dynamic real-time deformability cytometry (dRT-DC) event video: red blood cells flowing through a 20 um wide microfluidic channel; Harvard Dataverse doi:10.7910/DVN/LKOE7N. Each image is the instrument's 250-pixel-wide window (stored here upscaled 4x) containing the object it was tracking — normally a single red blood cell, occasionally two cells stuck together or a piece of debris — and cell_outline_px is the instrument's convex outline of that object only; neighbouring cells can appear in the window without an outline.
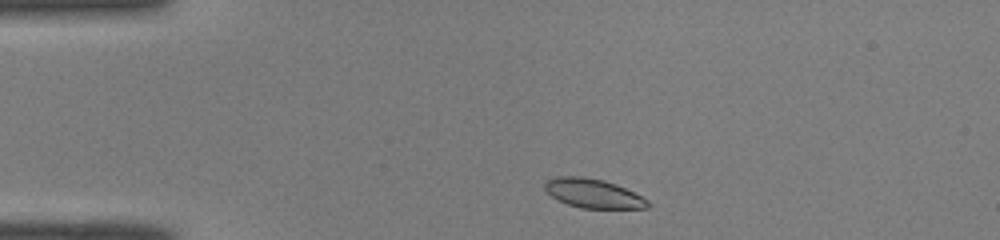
{"species": "common noctule bat (a hibernating species)", "species_latin": "Nyctalus noctula", "temperature_condition": "room temperature", "stored_images_in_passage": 41, "camera_frame_rate_fps": 3000, "um_per_image_px": 0.085, "animal": {"sex": "male", "body_mass_g": 19.0, "forearm_length_mm": 50.8}, "frame": {"image": 1, "passage_image": 2, "time_ms": 0.333, "image_size_px": [1000, 240], "cell_outline_px": [[652, 204], [648, 208], [580, 208], [568, 204], [552, 196], [544, 188], [544, 184], [548, 180], [556, 176], [580, 176], [604, 180], [616, 184], [648, 200]], "centroid_in_image_um": [50.43, 16.44], "position_along_channel_um": 34.6, "area_um2": 17.28}}
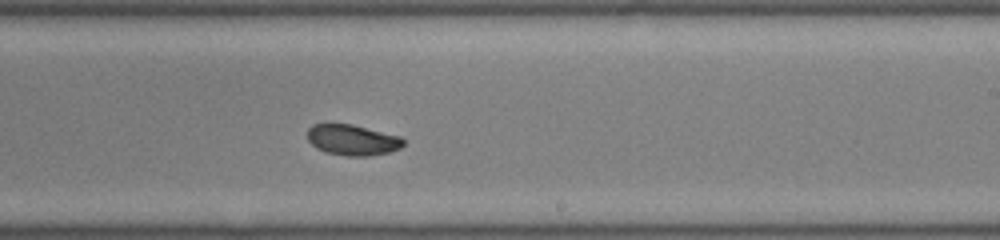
{"frame": {"image": 2, "passage_image": 22, "time_ms": 7.0, "image_size_px": [1000, 240], "cell_outline_px": [[404, 144], [400, 148], [388, 152], [368, 156], [348, 156], [324, 152], [316, 148], [308, 140], [308, 128], [312, 124], [328, 120], [352, 124], [400, 136], [404, 140]], "centroid_in_image_um": [29.89, 11.85], "position_along_channel_um": 259.1, "area_um2": 17.74}}
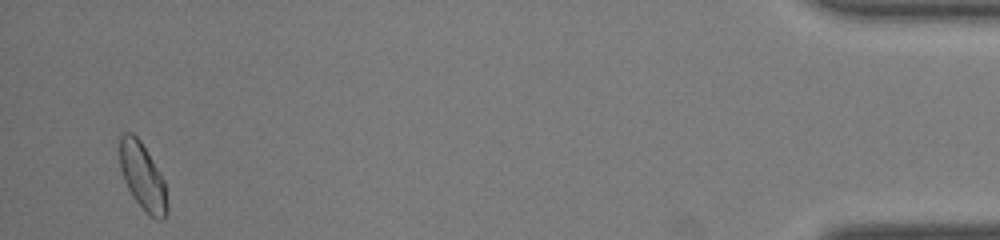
{"frame": {"image": 3, "passage_image": 40, "time_ms": 13.0, "image_size_px": [1000, 240], "cell_outline_px": [[168, 212], [164, 220], [156, 220], [132, 196], [124, 180], [120, 168], [120, 136], [124, 132], [132, 132], [140, 140], [160, 172], [164, 180], [168, 208]], "centroid_in_image_um": [12.13, 15.0], "position_along_channel_um": 423.1, "area_um2": 18.32}, "authors_computed_cell_mechanics": {"area_um2": 17.8024, "velocity_mm_per_s": 4.0477, "shape_relaxation_time_tau1_ms": null, "shape_relaxation_time_tau2_ms": 3.7312, "deformation_change_tau1": null, "deformation_change_tau2": 0.0478}}